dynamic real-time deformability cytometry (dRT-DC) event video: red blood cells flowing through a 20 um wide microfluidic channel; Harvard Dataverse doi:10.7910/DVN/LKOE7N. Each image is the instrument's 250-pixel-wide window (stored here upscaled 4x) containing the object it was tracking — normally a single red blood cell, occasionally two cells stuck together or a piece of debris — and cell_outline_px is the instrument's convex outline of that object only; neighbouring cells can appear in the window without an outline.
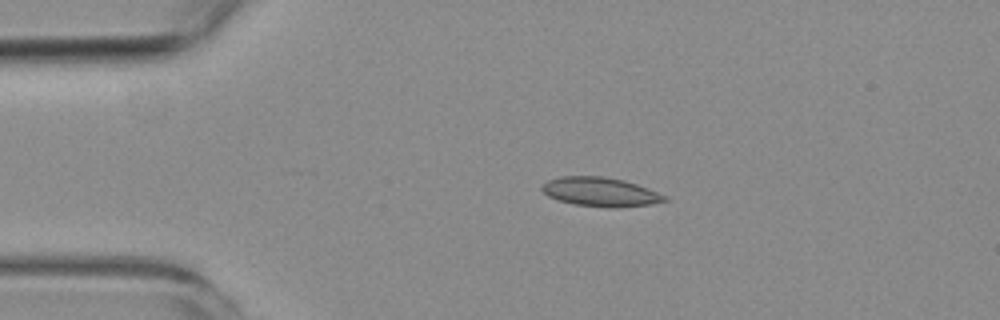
{"species": "common noctule bat (a hibernating species)", "species_latin": "Nyctalus noctula", "temperature_condition": "room temperature", "stored_images_in_passage": 4, "camera_frame_rate_fps": 3000, "um_per_image_px": 0.085, "animal": {"sex": "female", "body_mass_g": 19.3, "forearm_length_mm": 54.1}, "frame": {"image": 1, "passage_image": 2, "time_ms": 2.0, "image_size_px": [1000, 320], "cell_outline_px": [[668, 200], [652, 204], [616, 208], [608, 208], [576, 204], [556, 200], [548, 196], [540, 188], [548, 180], [560, 176], [604, 176], [624, 180], [648, 188], [668, 196]], "centroid_in_image_um": [51.05, 16.31], "position_along_channel_um": 33.9, "area_um2": 20.92}}